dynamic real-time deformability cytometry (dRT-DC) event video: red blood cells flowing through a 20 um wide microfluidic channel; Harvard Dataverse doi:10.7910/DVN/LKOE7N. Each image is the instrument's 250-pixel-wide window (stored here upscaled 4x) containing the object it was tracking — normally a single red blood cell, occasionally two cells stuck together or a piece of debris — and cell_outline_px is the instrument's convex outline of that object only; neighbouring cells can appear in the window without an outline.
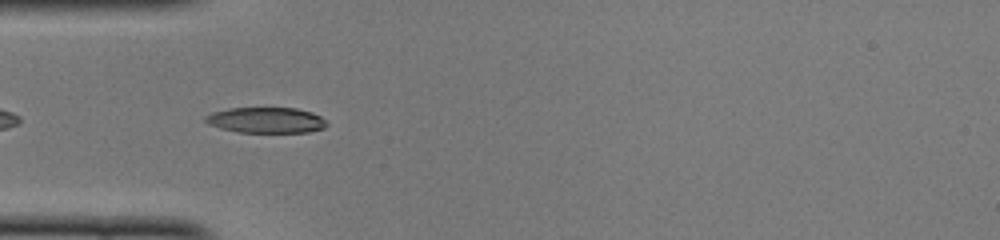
{"species": "common noctule bat (a hibernating species)", "species_latin": "Nyctalus noctula", "temperature_condition": "cold", "stored_images_in_passage": 38, "camera_frame_rate_fps": 3000, "um_per_image_px": 0.085, "animal": {"sex": "female", "body_mass_g": 22.0, "forearm_length_mm": 56.7}, "frame": {"image": 1, "passage_image": 3, "time_ms": 0.667, "image_size_px": [1000, 240], "cell_outline_px": [[328, 124], [324, 128], [308, 132], [240, 132], [220, 128], [208, 124], [204, 120], [204, 116], [212, 112], [228, 108], [296, 108], [312, 112], [320, 116]], "centroid_in_image_um": [22.6, 10.21], "position_along_channel_um": 62.4, "area_um2": 18.15}}
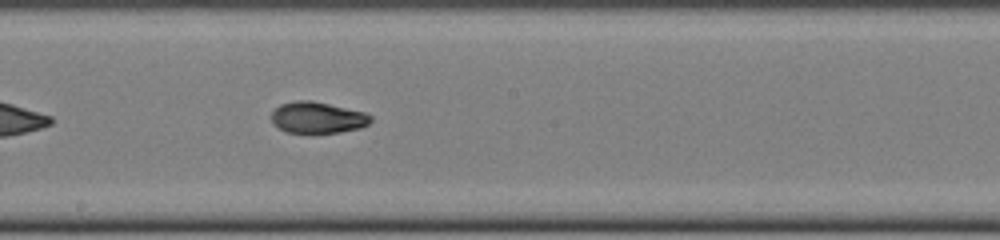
{"frame": {"image": 2, "passage_image": 15, "time_ms": 4.667, "image_size_px": [1000, 240], "cell_outline_px": [[372, 120], [368, 124], [360, 128], [340, 132], [284, 132], [272, 124], [272, 112], [280, 104], [296, 100], [312, 100], [364, 112], [372, 116]], "centroid_in_image_um": [26.97, 9.98], "position_along_channel_um": 221.2, "area_um2": 18.09}}
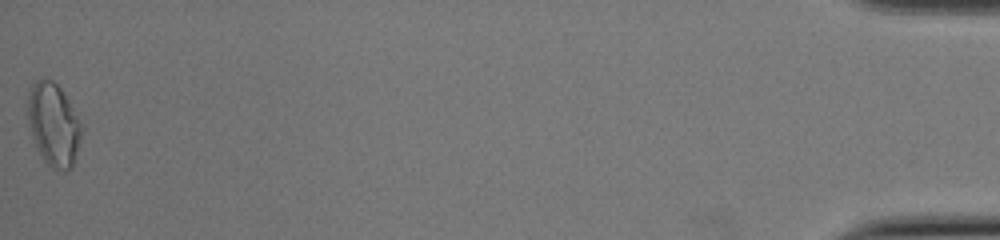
{"frame": {"image": 3, "passage_image": 38, "time_ms": 12.333, "image_size_px": [1000, 240], "cell_outline_px": [[84, 128], [72, 168], [64, 172], [52, 168], [44, 160], [32, 136], [28, 120], [28, 92], [32, 84], [36, 80], [52, 80], [60, 88]], "centroid_in_image_um": [4.57, 10.61], "position_along_channel_um": 430.6, "area_um2": 25.66}, "authors_computed_cell_mechanics": {"area_um2": 18.5538, "velocity_mm_per_s": 4.0007, "shape_relaxation_time_tau1_ms": null, "shape_relaxation_time_tau2_ms": 2.1607, "deformation_change_tau1": null, "deformation_change_tau2": 0.064}}